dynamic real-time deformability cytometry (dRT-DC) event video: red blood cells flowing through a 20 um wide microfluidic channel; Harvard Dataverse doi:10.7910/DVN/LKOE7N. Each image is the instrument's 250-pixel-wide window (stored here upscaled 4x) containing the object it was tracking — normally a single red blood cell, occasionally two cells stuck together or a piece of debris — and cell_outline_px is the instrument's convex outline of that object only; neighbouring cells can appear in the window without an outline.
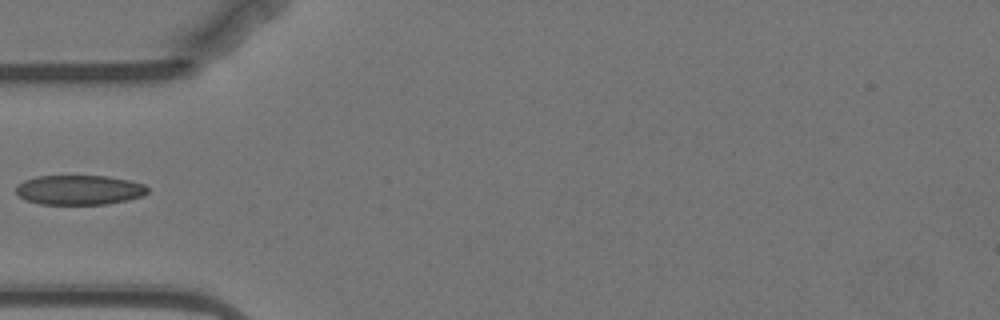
{"species": "Egyptian fruit bat (a non-hibernating species)", "species_latin": "Rousettus aegyptiacus", "temperature_condition": "warm", "stored_images_in_passage": 3, "camera_frame_rate_fps": 3000, "um_per_image_px": 0.085, "animal": {"sex": "female"}, "frame": {"image": 1, "passage_image": 3, "time_ms": 5.667, "image_size_px": [1000, 320], "cell_outline_px": [[148, 192], [140, 196], [108, 204], [40, 204], [24, 200], [16, 192], [16, 188], [24, 180], [36, 176], [108, 176], [128, 180], [144, 184], [148, 188]], "centroid_in_image_um": [6.71, 16.14], "position_along_channel_um": 78.3, "area_um2": 22.6}}